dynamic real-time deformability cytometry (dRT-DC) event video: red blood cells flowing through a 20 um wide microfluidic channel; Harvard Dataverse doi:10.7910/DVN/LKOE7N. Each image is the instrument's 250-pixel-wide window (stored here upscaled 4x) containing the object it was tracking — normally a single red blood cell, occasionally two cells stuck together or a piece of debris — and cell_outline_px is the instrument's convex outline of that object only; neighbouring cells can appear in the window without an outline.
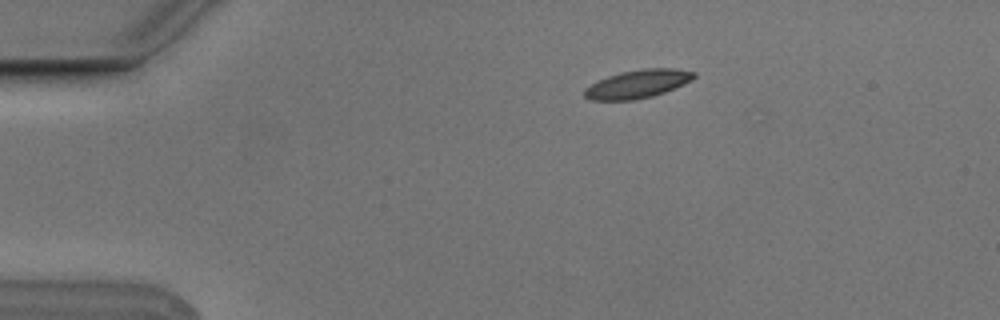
{"species": "Egyptian fruit bat (a non-hibernating species)", "species_latin": "Rousettus aegyptiacus", "temperature_condition": "cold", "stored_images_in_passage": 7, "camera_frame_rate_fps": 3000, "um_per_image_px": 0.085, "animal": {"sex": "male"}, "frame": {"image": 1, "passage_image": 3, "time_ms": 0.667, "image_size_px": [1000, 320], "cell_outline_px": [[696, 76], [692, 80], [684, 84], [664, 92], [652, 96], [632, 100], [592, 100], [584, 96], [584, 88], [596, 80], [620, 72], [644, 68], [676, 68], [696, 72]], "centroid_in_image_um": [54.2, 7.12], "position_along_channel_um": 30.8, "area_um2": 18.15}}
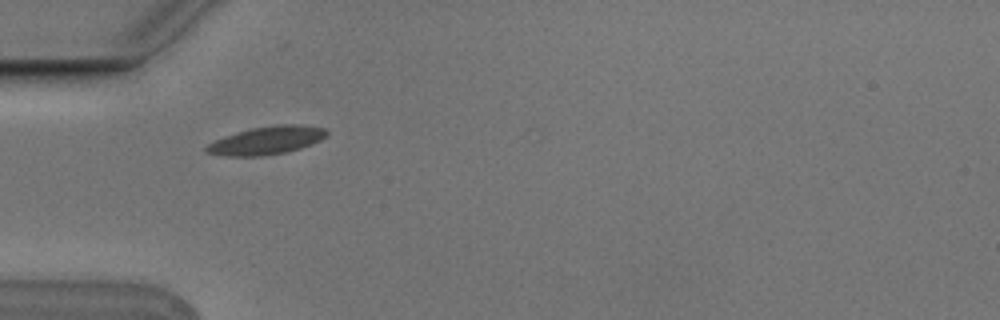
{"frame": {"image": 2, "passage_image": 5, "time_ms": 1.333, "image_size_px": [1000, 320], "cell_outline_px": [[328, 132], [320, 140], [300, 148], [288, 152], [260, 156], [224, 156], [204, 152], [204, 148], [208, 144], [224, 136], [236, 132], [252, 128], [280, 124], [304, 124], [324, 128]], "centroid_in_image_um": [22.64, 11.93], "position_along_channel_um": 62.4, "area_um2": 19.65}}